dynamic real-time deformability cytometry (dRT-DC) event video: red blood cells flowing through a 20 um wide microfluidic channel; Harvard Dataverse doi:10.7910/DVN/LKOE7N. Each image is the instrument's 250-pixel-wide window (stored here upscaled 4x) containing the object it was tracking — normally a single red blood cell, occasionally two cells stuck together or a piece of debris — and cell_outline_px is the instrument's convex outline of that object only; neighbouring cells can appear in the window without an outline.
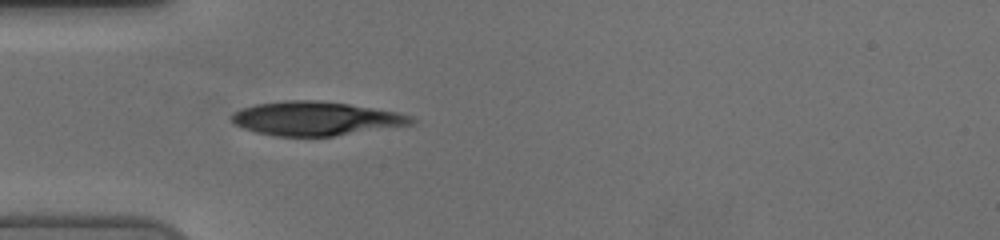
{"species": "human", "species_latin": "Homo sapiens", "temperature_condition": "cold", "stored_images_in_passage": 39, "camera_frame_rate_fps": 3000, "um_per_image_px": 0.085, "donor": {"sex": "female"}, "frame": {"image": 1, "passage_image": 1, "time_ms": 0.0, "image_size_px": [1000, 240], "cell_outline_px": [[416, 120], [412, 124], [332, 136], [272, 136], [252, 132], [228, 120], [228, 116], [232, 112], [240, 108], [256, 104], [288, 100], [316, 100], [348, 104], [396, 112], [412, 116]], "centroid_in_image_um": [26.73, 10.07], "position_along_channel_um": 58.3, "area_um2": 35.49}}
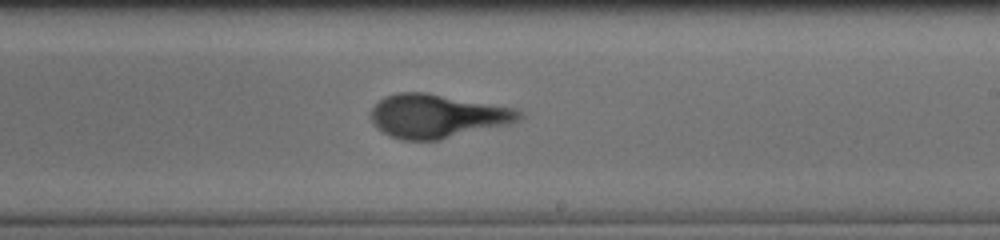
{"frame": {"image": 2, "passage_image": 17, "time_ms": 5.333, "image_size_px": [1000, 240], "cell_outline_px": [[524, 116], [520, 120], [508, 124], [440, 140], [400, 140], [388, 136], [376, 128], [372, 124], [368, 116], [372, 108], [384, 96], [396, 92], [428, 92], [516, 108], [524, 112]], "centroid_in_image_um": [37.13, 9.86], "position_along_channel_um": 251.9, "area_um2": 38.38}}
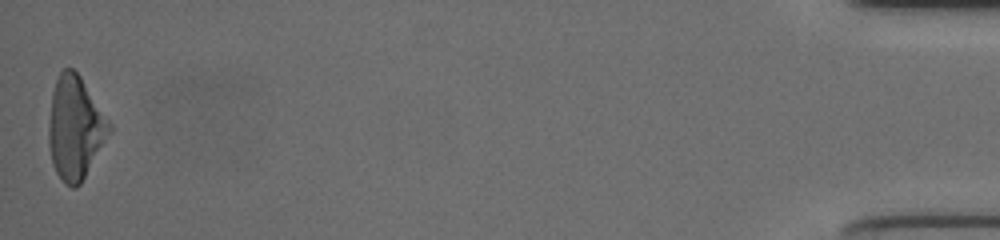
{"frame": {"image": 3, "passage_image": 39, "time_ms": 12.667, "image_size_px": [1000, 240], "cell_outline_px": [[112, 132], [80, 184], [76, 188], [72, 188], [64, 184], [56, 172], [52, 164], [48, 144], [48, 124], [52, 92], [56, 80], [60, 72], [64, 68], [72, 68], [80, 76], [112, 124]], "centroid_in_image_um": [6.39, 10.89], "position_along_channel_um": 428.8, "area_um2": 36.65}, "authors_computed_cell_mechanics": {"area_um2": 36.2406, "velocity_mm_per_s": 3.7205, "shape_relaxation_time_tau1_ms": 3.0492, "shape_relaxation_time_tau2_ms": null, "deformation_change_tau1": 0.1873, "deformation_change_tau2": null}}